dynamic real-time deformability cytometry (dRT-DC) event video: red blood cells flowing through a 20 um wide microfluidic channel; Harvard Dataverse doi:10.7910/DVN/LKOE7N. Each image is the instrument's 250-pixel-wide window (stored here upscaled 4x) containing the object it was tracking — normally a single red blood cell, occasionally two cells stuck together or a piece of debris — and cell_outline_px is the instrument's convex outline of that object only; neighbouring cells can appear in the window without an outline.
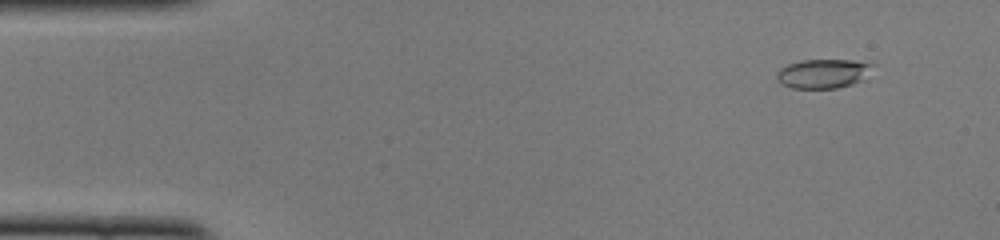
{"species": "common noctule bat (a hibernating species)", "species_latin": "Nyctalus noctula", "temperature_condition": "cold", "stored_images_in_passage": 50, "camera_frame_rate_fps": 3000, "um_per_image_px": 0.085, "animal": {"sex": "female", "body_mass_g": 22.0, "forearm_length_mm": 56.7}, "frame": {"image": 1, "passage_image": 4, "time_ms": 1.0, "image_size_px": [1000, 240], "cell_outline_px": [[872, 64], [864, 80], [852, 84], [836, 88], [792, 88], [776, 80], [776, 72], [780, 68], [788, 64], [804, 60], [852, 60]], "centroid_in_image_um": [69.92, 6.26], "position_along_channel_um": 15.1, "area_um2": 16.13}}
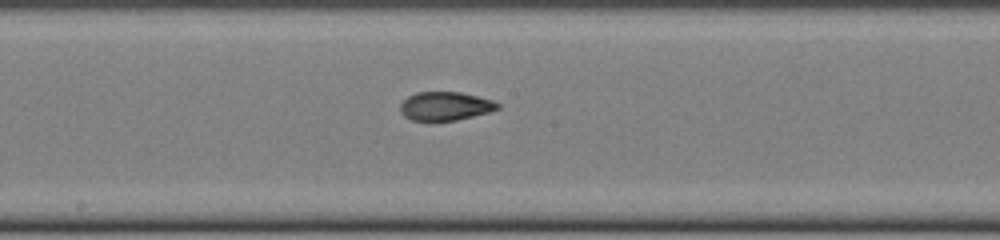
{"frame": {"image": 2, "passage_image": 26, "time_ms": 8.333, "image_size_px": [1000, 240], "cell_outline_px": [[500, 108], [488, 112], [456, 120], [412, 120], [404, 116], [400, 112], [400, 104], [408, 96], [416, 92], [460, 92], [492, 100], [500, 104]], "centroid_in_image_um": [37.83, 9.01], "position_along_channel_um": 210.4, "area_um2": 16.07}}
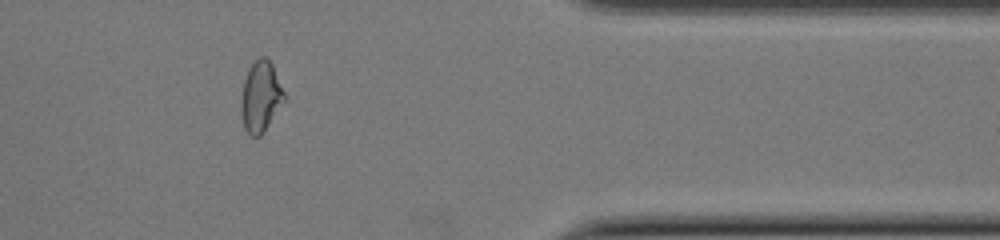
{"frame": {"image": 3, "passage_image": 41, "time_ms": 13.333, "image_size_px": [1000, 240], "cell_outline_px": [[284, 100], [264, 132], [260, 136], [252, 136], [244, 128], [240, 112], [240, 104], [244, 80], [248, 68], [260, 56], [264, 56], [272, 64], [284, 92]], "centroid_in_image_um": [22.13, 8.22], "position_along_channel_um": 389.3, "area_um2": 17.57}, "authors_computed_cell_mechanics": {"area_um2": 16.8487, "velocity_mm_per_s": 4.0013, "shape_relaxation_time_tau1_ms": null, "shape_relaxation_time_tau2_ms": 1.8597, "deformation_change_tau1": null, "deformation_change_tau2": 0.0795}}